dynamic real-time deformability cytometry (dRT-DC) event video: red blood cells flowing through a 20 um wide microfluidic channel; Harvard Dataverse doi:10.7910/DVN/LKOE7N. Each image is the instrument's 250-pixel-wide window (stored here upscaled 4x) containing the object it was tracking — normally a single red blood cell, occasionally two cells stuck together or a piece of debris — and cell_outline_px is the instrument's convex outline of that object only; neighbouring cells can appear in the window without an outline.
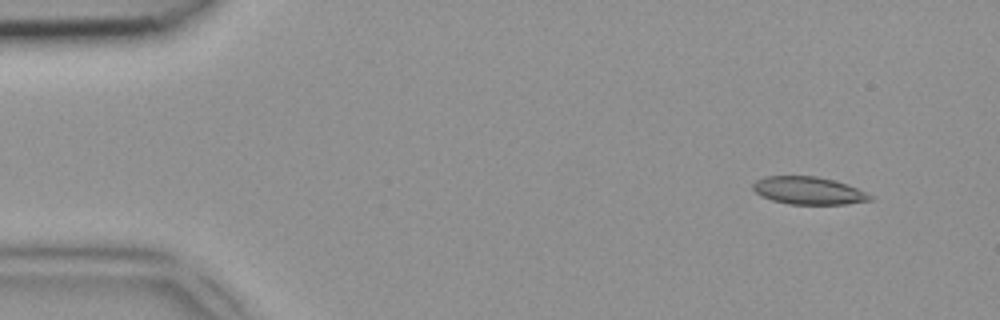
{"species": "common noctule bat (a hibernating species)", "species_latin": "Nyctalus noctula", "temperature_condition": "room temperature", "stored_images_in_passage": 45, "camera_frame_rate_fps": 3000, "um_per_image_px": 0.085, "animal": {"sex": "female", "body_mass_g": 18.4}, "frame": {"image": 1, "passage_image": 1, "time_ms": 0.0, "image_size_px": [1000, 320], "cell_outline_px": [[872, 200], [848, 204], [788, 204], [772, 200], [760, 196], [752, 188], [752, 184], [756, 180], [764, 176], [816, 176], [848, 184], [872, 196]], "centroid_in_image_um": [68.68, 16.2], "position_along_channel_um": 16.3, "area_um2": 18.84}}
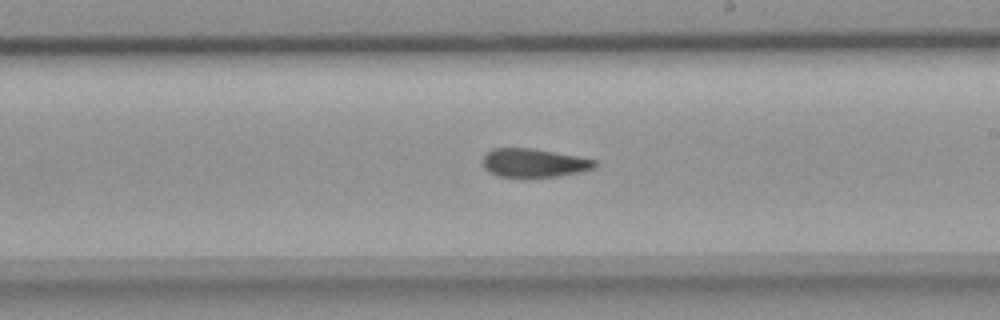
{"frame": {"image": 2, "passage_image": 24, "time_ms": 7.667, "image_size_px": [1000, 320], "cell_outline_px": [[600, 164], [596, 168], [584, 172], [556, 176], [500, 176], [484, 168], [484, 156], [492, 148], [532, 148], [576, 156], [596, 160]], "centroid_in_image_um": [45.47, 13.84], "position_along_channel_um": 243.5, "area_um2": 18.44}}
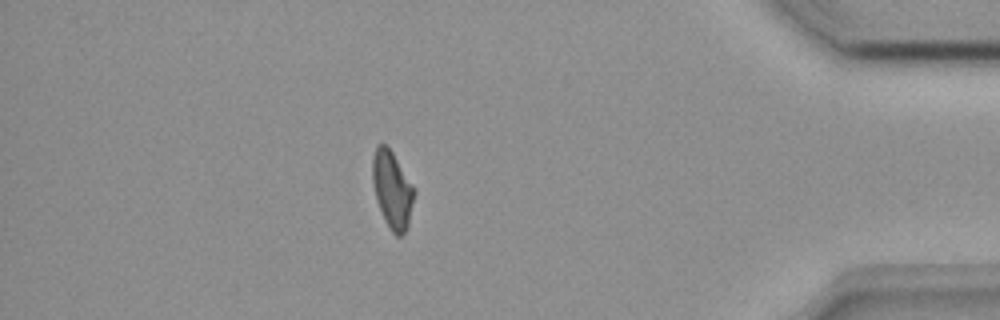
{"frame": {"image": 3, "passage_image": 38, "time_ms": 12.333, "image_size_px": [1000, 320], "cell_outline_px": [[416, 192], [408, 228], [400, 236], [396, 236], [392, 232], [384, 220], [376, 200], [372, 184], [372, 160], [376, 148], [380, 144], [384, 144], [392, 152], [416, 188]], "centroid_in_image_um": [33.36, 16.16], "position_along_channel_um": 401.8, "area_um2": 19.02}}